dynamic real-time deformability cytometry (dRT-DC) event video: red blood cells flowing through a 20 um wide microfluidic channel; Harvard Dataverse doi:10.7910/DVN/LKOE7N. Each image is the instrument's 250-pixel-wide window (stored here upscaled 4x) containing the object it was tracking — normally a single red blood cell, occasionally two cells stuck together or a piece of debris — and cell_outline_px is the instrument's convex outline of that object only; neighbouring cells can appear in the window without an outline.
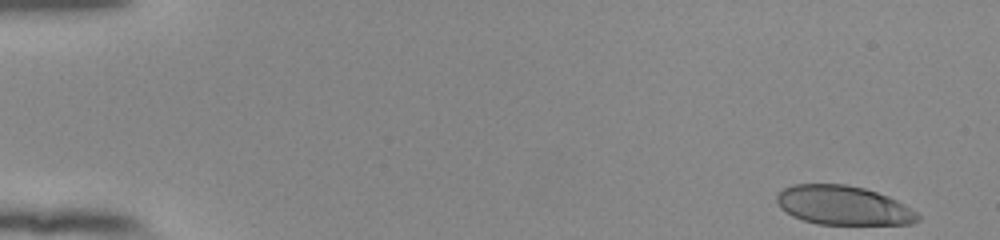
{"species": "human", "species_latin": "Homo sapiens", "temperature_condition": "room temperature", "stored_images_in_passage": 52, "camera_frame_rate_fps": 3000, "um_per_image_px": 0.085, "donor": {"sex": "female"}, "frame": {"image": 1, "passage_image": 1, "time_ms": 0.0, "image_size_px": [1000, 240], "cell_outline_px": [[920, 220], [912, 224], [816, 224], [792, 216], [780, 208], [776, 200], [776, 196], [784, 188], [792, 184], [848, 184], [864, 188], [888, 196], [904, 204], [916, 212], [920, 216]], "centroid_in_image_um": [71.67, 17.46], "position_along_channel_um": 13.3, "area_um2": 32.19}}
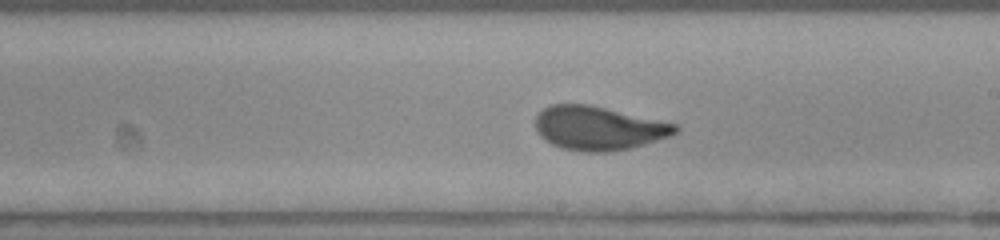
{"frame": {"image": 2, "passage_image": 30, "time_ms": 9.667, "image_size_px": [1000, 240], "cell_outline_px": [[680, 132], [672, 136], [644, 144], [628, 148], [608, 152], [584, 152], [560, 148], [544, 140], [536, 132], [536, 116], [544, 108], [552, 104], [592, 104], [680, 124]], "centroid_in_image_um": [50.93, 10.88], "position_along_channel_um": 238.1, "area_um2": 36.36}}
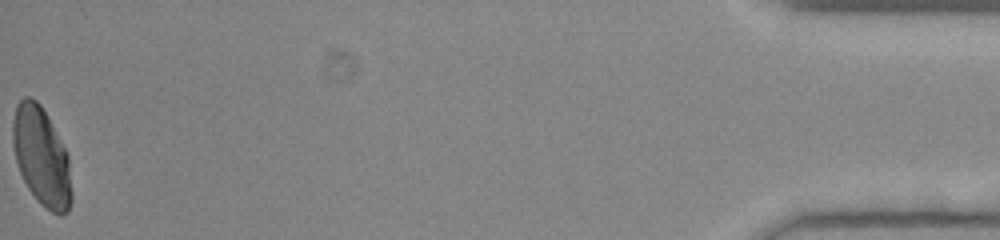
{"frame": {"image": 3, "passage_image": 52, "time_ms": 17.0, "image_size_px": [1000, 240], "cell_outline_px": [[72, 204], [68, 212], [60, 216], [52, 212], [40, 204], [28, 188], [20, 172], [16, 160], [12, 140], [12, 120], [16, 104], [24, 96], [28, 96], [36, 100], [40, 104], [48, 116], [68, 152], [72, 192]], "centroid_in_image_um": [3.54, 13.31], "position_along_channel_um": 431.7, "area_um2": 34.22}, "authors_computed_cell_mechanics": {"area_um2": 34.969, "velocity_mm_per_s": 3.8771, "shape_relaxation_time_tau1_ms": 7.7923, "shape_relaxation_time_tau2_ms": null, "deformation_change_tau1": 0.2671, "deformation_change_tau2": null}}